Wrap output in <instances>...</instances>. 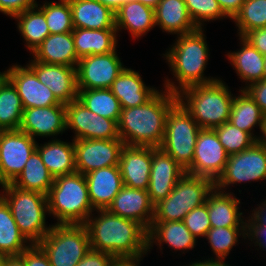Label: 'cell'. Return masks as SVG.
I'll list each match as a JSON object with an SVG mask.
<instances>
[{
  "label": "cell",
  "mask_w": 266,
  "mask_h": 266,
  "mask_svg": "<svg viewBox=\"0 0 266 266\" xmlns=\"http://www.w3.org/2000/svg\"><path fill=\"white\" fill-rule=\"evenodd\" d=\"M95 211L83 224L89 235L91 249L107 252L117 260L144 259L148 255V231L140 223L115 215L107 209Z\"/></svg>",
  "instance_id": "obj_1"
},
{
  "label": "cell",
  "mask_w": 266,
  "mask_h": 266,
  "mask_svg": "<svg viewBox=\"0 0 266 266\" xmlns=\"http://www.w3.org/2000/svg\"><path fill=\"white\" fill-rule=\"evenodd\" d=\"M204 29L197 28L193 32L176 35L175 43L162 54L175 78L174 82L164 77V89L179 94L185 88L208 84L220 78L205 76L210 50Z\"/></svg>",
  "instance_id": "obj_2"
},
{
  "label": "cell",
  "mask_w": 266,
  "mask_h": 266,
  "mask_svg": "<svg viewBox=\"0 0 266 266\" xmlns=\"http://www.w3.org/2000/svg\"><path fill=\"white\" fill-rule=\"evenodd\" d=\"M149 101L121 109L118 132L128 146L160 147L169 111L178 103L177 94L161 88Z\"/></svg>",
  "instance_id": "obj_3"
},
{
  "label": "cell",
  "mask_w": 266,
  "mask_h": 266,
  "mask_svg": "<svg viewBox=\"0 0 266 266\" xmlns=\"http://www.w3.org/2000/svg\"><path fill=\"white\" fill-rule=\"evenodd\" d=\"M221 78L182 90L178 102L201 129H214L229 121L234 95Z\"/></svg>",
  "instance_id": "obj_4"
},
{
  "label": "cell",
  "mask_w": 266,
  "mask_h": 266,
  "mask_svg": "<svg viewBox=\"0 0 266 266\" xmlns=\"http://www.w3.org/2000/svg\"><path fill=\"white\" fill-rule=\"evenodd\" d=\"M47 199L48 216L57 220L54 224H84L95 212L85 175L78 172L54 178Z\"/></svg>",
  "instance_id": "obj_5"
},
{
  "label": "cell",
  "mask_w": 266,
  "mask_h": 266,
  "mask_svg": "<svg viewBox=\"0 0 266 266\" xmlns=\"http://www.w3.org/2000/svg\"><path fill=\"white\" fill-rule=\"evenodd\" d=\"M0 187V196L9 205L21 234L30 244H38L52 227L46 224V215L49 214L47 196L20 189L12 183Z\"/></svg>",
  "instance_id": "obj_6"
},
{
  "label": "cell",
  "mask_w": 266,
  "mask_h": 266,
  "mask_svg": "<svg viewBox=\"0 0 266 266\" xmlns=\"http://www.w3.org/2000/svg\"><path fill=\"white\" fill-rule=\"evenodd\" d=\"M214 187L212 180L186 172L171 194L154 206L153 222L183 221L191 210L206 202Z\"/></svg>",
  "instance_id": "obj_7"
},
{
  "label": "cell",
  "mask_w": 266,
  "mask_h": 266,
  "mask_svg": "<svg viewBox=\"0 0 266 266\" xmlns=\"http://www.w3.org/2000/svg\"><path fill=\"white\" fill-rule=\"evenodd\" d=\"M38 245L47 254L51 266H76L91 248L83 224H52Z\"/></svg>",
  "instance_id": "obj_8"
},
{
  "label": "cell",
  "mask_w": 266,
  "mask_h": 266,
  "mask_svg": "<svg viewBox=\"0 0 266 266\" xmlns=\"http://www.w3.org/2000/svg\"><path fill=\"white\" fill-rule=\"evenodd\" d=\"M200 130L197 122L178 102L167 115L165 135L160 148L186 170L192 164Z\"/></svg>",
  "instance_id": "obj_9"
},
{
  "label": "cell",
  "mask_w": 266,
  "mask_h": 266,
  "mask_svg": "<svg viewBox=\"0 0 266 266\" xmlns=\"http://www.w3.org/2000/svg\"><path fill=\"white\" fill-rule=\"evenodd\" d=\"M262 180L266 181V146L256 141L248 149L229 155L222 175L214 184L217 190L227 192L231 185Z\"/></svg>",
  "instance_id": "obj_10"
},
{
  "label": "cell",
  "mask_w": 266,
  "mask_h": 266,
  "mask_svg": "<svg viewBox=\"0 0 266 266\" xmlns=\"http://www.w3.org/2000/svg\"><path fill=\"white\" fill-rule=\"evenodd\" d=\"M37 148V141L20 130L0 131V186L12 183Z\"/></svg>",
  "instance_id": "obj_11"
},
{
  "label": "cell",
  "mask_w": 266,
  "mask_h": 266,
  "mask_svg": "<svg viewBox=\"0 0 266 266\" xmlns=\"http://www.w3.org/2000/svg\"><path fill=\"white\" fill-rule=\"evenodd\" d=\"M229 154L220 143L214 129H201L197 136L192 164L185 170L214 183L222 175Z\"/></svg>",
  "instance_id": "obj_12"
},
{
  "label": "cell",
  "mask_w": 266,
  "mask_h": 266,
  "mask_svg": "<svg viewBox=\"0 0 266 266\" xmlns=\"http://www.w3.org/2000/svg\"><path fill=\"white\" fill-rule=\"evenodd\" d=\"M65 109L66 131L73 130V140L120 138L117 121L93 113L80 101H71Z\"/></svg>",
  "instance_id": "obj_13"
},
{
  "label": "cell",
  "mask_w": 266,
  "mask_h": 266,
  "mask_svg": "<svg viewBox=\"0 0 266 266\" xmlns=\"http://www.w3.org/2000/svg\"><path fill=\"white\" fill-rule=\"evenodd\" d=\"M117 51L80 58L76 67L78 89H109L125 68Z\"/></svg>",
  "instance_id": "obj_14"
},
{
  "label": "cell",
  "mask_w": 266,
  "mask_h": 266,
  "mask_svg": "<svg viewBox=\"0 0 266 266\" xmlns=\"http://www.w3.org/2000/svg\"><path fill=\"white\" fill-rule=\"evenodd\" d=\"M124 146L121 138L74 140L76 172L85 175L96 169L119 166Z\"/></svg>",
  "instance_id": "obj_15"
},
{
  "label": "cell",
  "mask_w": 266,
  "mask_h": 266,
  "mask_svg": "<svg viewBox=\"0 0 266 266\" xmlns=\"http://www.w3.org/2000/svg\"><path fill=\"white\" fill-rule=\"evenodd\" d=\"M6 77L18 91L24 109L65 105L60 103L48 86L41 83L35 72L26 64L17 63L5 69Z\"/></svg>",
  "instance_id": "obj_16"
},
{
  "label": "cell",
  "mask_w": 266,
  "mask_h": 266,
  "mask_svg": "<svg viewBox=\"0 0 266 266\" xmlns=\"http://www.w3.org/2000/svg\"><path fill=\"white\" fill-rule=\"evenodd\" d=\"M186 173L169 154L160 147H152V164L148 194L155 206L167 198L179 179Z\"/></svg>",
  "instance_id": "obj_17"
},
{
  "label": "cell",
  "mask_w": 266,
  "mask_h": 266,
  "mask_svg": "<svg viewBox=\"0 0 266 266\" xmlns=\"http://www.w3.org/2000/svg\"><path fill=\"white\" fill-rule=\"evenodd\" d=\"M27 65L35 72L39 81L48 86L56 99L62 104H69L78 98L76 67L47 64L29 60Z\"/></svg>",
  "instance_id": "obj_18"
},
{
  "label": "cell",
  "mask_w": 266,
  "mask_h": 266,
  "mask_svg": "<svg viewBox=\"0 0 266 266\" xmlns=\"http://www.w3.org/2000/svg\"><path fill=\"white\" fill-rule=\"evenodd\" d=\"M19 130L35 140L40 137L57 139L59 134L62 135L66 131L65 105L24 109Z\"/></svg>",
  "instance_id": "obj_19"
},
{
  "label": "cell",
  "mask_w": 266,
  "mask_h": 266,
  "mask_svg": "<svg viewBox=\"0 0 266 266\" xmlns=\"http://www.w3.org/2000/svg\"><path fill=\"white\" fill-rule=\"evenodd\" d=\"M107 210L140 223L147 231L154 218V205L147 190L123 186Z\"/></svg>",
  "instance_id": "obj_20"
},
{
  "label": "cell",
  "mask_w": 266,
  "mask_h": 266,
  "mask_svg": "<svg viewBox=\"0 0 266 266\" xmlns=\"http://www.w3.org/2000/svg\"><path fill=\"white\" fill-rule=\"evenodd\" d=\"M151 164L152 147L125 145L119 161L123 185L148 190Z\"/></svg>",
  "instance_id": "obj_21"
},
{
  "label": "cell",
  "mask_w": 266,
  "mask_h": 266,
  "mask_svg": "<svg viewBox=\"0 0 266 266\" xmlns=\"http://www.w3.org/2000/svg\"><path fill=\"white\" fill-rule=\"evenodd\" d=\"M191 232L187 229L183 221H166L152 222L147 234L148 253L156 244L158 249L163 250V245H167L174 252L193 250L197 245V241Z\"/></svg>",
  "instance_id": "obj_22"
},
{
  "label": "cell",
  "mask_w": 266,
  "mask_h": 266,
  "mask_svg": "<svg viewBox=\"0 0 266 266\" xmlns=\"http://www.w3.org/2000/svg\"><path fill=\"white\" fill-rule=\"evenodd\" d=\"M85 178L94 210L107 209L124 186L119 166L90 171Z\"/></svg>",
  "instance_id": "obj_23"
},
{
  "label": "cell",
  "mask_w": 266,
  "mask_h": 266,
  "mask_svg": "<svg viewBox=\"0 0 266 266\" xmlns=\"http://www.w3.org/2000/svg\"><path fill=\"white\" fill-rule=\"evenodd\" d=\"M228 191L223 192L214 187L206 198L212 228L246 227V218L239 206L242 203L234 192Z\"/></svg>",
  "instance_id": "obj_24"
},
{
  "label": "cell",
  "mask_w": 266,
  "mask_h": 266,
  "mask_svg": "<svg viewBox=\"0 0 266 266\" xmlns=\"http://www.w3.org/2000/svg\"><path fill=\"white\" fill-rule=\"evenodd\" d=\"M141 76L139 71L125 66L109 88L122 109L143 105L159 91L154 86H147Z\"/></svg>",
  "instance_id": "obj_25"
},
{
  "label": "cell",
  "mask_w": 266,
  "mask_h": 266,
  "mask_svg": "<svg viewBox=\"0 0 266 266\" xmlns=\"http://www.w3.org/2000/svg\"><path fill=\"white\" fill-rule=\"evenodd\" d=\"M115 27L118 35L123 29L132 40L139 39L156 27L154 9L135 0L126 2L115 12Z\"/></svg>",
  "instance_id": "obj_26"
},
{
  "label": "cell",
  "mask_w": 266,
  "mask_h": 266,
  "mask_svg": "<svg viewBox=\"0 0 266 266\" xmlns=\"http://www.w3.org/2000/svg\"><path fill=\"white\" fill-rule=\"evenodd\" d=\"M31 54L35 61L47 64L77 67L79 61L72 32L49 34Z\"/></svg>",
  "instance_id": "obj_27"
},
{
  "label": "cell",
  "mask_w": 266,
  "mask_h": 266,
  "mask_svg": "<svg viewBox=\"0 0 266 266\" xmlns=\"http://www.w3.org/2000/svg\"><path fill=\"white\" fill-rule=\"evenodd\" d=\"M240 49L226 54L238 78L245 82L241 90L263 80L265 56L262 55L243 37L239 36Z\"/></svg>",
  "instance_id": "obj_28"
},
{
  "label": "cell",
  "mask_w": 266,
  "mask_h": 266,
  "mask_svg": "<svg viewBox=\"0 0 266 266\" xmlns=\"http://www.w3.org/2000/svg\"><path fill=\"white\" fill-rule=\"evenodd\" d=\"M74 28L116 29L115 12L98 0H68Z\"/></svg>",
  "instance_id": "obj_29"
},
{
  "label": "cell",
  "mask_w": 266,
  "mask_h": 266,
  "mask_svg": "<svg viewBox=\"0 0 266 266\" xmlns=\"http://www.w3.org/2000/svg\"><path fill=\"white\" fill-rule=\"evenodd\" d=\"M71 140L50 139L40 145L37 142L36 150L54 178L76 172L74 140Z\"/></svg>",
  "instance_id": "obj_30"
},
{
  "label": "cell",
  "mask_w": 266,
  "mask_h": 266,
  "mask_svg": "<svg viewBox=\"0 0 266 266\" xmlns=\"http://www.w3.org/2000/svg\"><path fill=\"white\" fill-rule=\"evenodd\" d=\"M154 12L156 26L167 34L182 35L197 29L184 0H161Z\"/></svg>",
  "instance_id": "obj_31"
},
{
  "label": "cell",
  "mask_w": 266,
  "mask_h": 266,
  "mask_svg": "<svg viewBox=\"0 0 266 266\" xmlns=\"http://www.w3.org/2000/svg\"><path fill=\"white\" fill-rule=\"evenodd\" d=\"M77 57L114 52L118 45L117 29H83L72 31Z\"/></svg>",
  "instance_id": "obj_32"
},
{
  "label": "cell",
  "mask_w": 266,
  "mask_h": 266,
  "mask_svg": "<svg viewBox=\"0 0 266 266\" xmlns=\"http://www.w3.org/2000/svg\"><path fill=\"white\" fill-rule=\"evenodd\" d=\"M238 92L239 95H234L232 100L228 122L240 130L250 133L259 141L260 135L253 132L259 126V132L262 133L265 114L246 90L239 89Z\"/></svg>",
  "instance_id": "obj_33"
},
{
  "label": "cell",
  "mask_w": 266,
  "mask_h": 266,
  "mask_svg": "<svg viewBox=\"0 0 266 266\" xmlns=\"http://www.w3.org/2000/svg\"><path fill=\"white\" fill-rule=\"evenodd\" d=\"M54 183V177L44 165L41 156L35 150L26 162L23 171L12 184L23 190L37 191L48 195Z\"/></svg>",
  "instance_id": "obj_34"
},
{
  "label": "cell",
  "mask_w": 266,
  "mask_h": 266,
  "mask_svg": "<svg viewBox=\"0 0 266 266\" xmlns=\"http://www.w3.org/2000/svg\"><path fill=\"white\" fill-rule=\"evenodd\" d=\"M13 19L17 21V29L30 54L50 34L44 12L38 6L19 13Z\"/></svg>",
  "instance_id": "obj_35"
},
{
  "label": "cell",
  "mask_w": 266,
  "mask_h": 266,
  "mask_svg": "<svg viewBox=\"0 0 266 266\" xmlns=\"http://www.w3.org/2000/svg\"><path fill=\"white\" fill-rule=\"evenodd\" d=\"M30 245L21 234L9 205L0 196V256H19Z\"/></svg>",
  "instance_id": "obj_36"
},
{
  "label": "cell",
  "mask_w": 266,
  "mask_h": 266,
  "mask_svg": "<svg viewBox=\"0 0 266 266\" xmlns=\"http://www.w3.org/2000/svg\"><path fill=\"white\" fill-rule=\"evenodd\" d=\"M23 110L16 87L5 77L0 82V131L19 130Z\"/></svg>",
  "instance_id": "obj_37"
},
{
  "label": "cell",
  "mask_w": 266,
  "mask_h": 266,
  "mask_svg": "<svg viewBox=\"0 0 266 266\" xmlns=\"http://www.w3.org/2000/svg\"><path fill=\"white\" fill-rule=\"evenodd\" d=\"M77 100L93 113L118 122L122 108L110 89H78Z\"/></svg>",
  "instance_id": "obj_38"
},
{
  "label": "cell",
  "mask_w": 266,
  "mask_h": 266,
  "mask_svg": "<svg viewBox=\"0 0 266 266\" xmlns=\"http://www.w3.org/2000/svg\"><path fill=\"white\" fill-rule=\"evenodd\" d=\"M246 239V227L210 228L205 239L214 253V259H226L232 248L239 244L240 238Z\"/></svg>",
  "instance_id": "obj_39"
},
{
  "label": "cell",
  "mask_w": 266,
  "mask_h": 266,
  "mask_svg": "<svg viewBox=\"0 0 266 266\" xmlns=\"http://www.w3.org/2000/svg\"><path fill=\"white\" fill-rule=\"evenodd\" d=\"M43 1L37 6L44 12L50 34H63L74 29L72 10L68 0Z\"/></svg>",
  "instance_id": "obj_40"
},
{
  "label": "cell",
  "mask_w": 266,
  "mask_h": 266,
  "mask_svg": "<svg viewBox=\"0 0 266 266\" xmlns=\"http://www.w3.org/2000/svg\"><path fill=\"white\" fill-rule=\"evenodd\" d=\"M236 25L237 36L266 27V0H245L239 13L232 20Z\"/></svg>",
  "instance_id": "obj_41"
},
{
  "label": "cell",
  "mask_w": 266,
  "mask_h": 266,
  "mask_svg": "<svg viewBox=\"0 0 266 266\" xmlns=\"http://www.w3.org/2000/svg\"><path fill=\"white\" fill-rule=\"evenodd\" d=\"M214 130L229 155L240 153L257 141L250 133L240 130L229 122H225Z\"/></svg>",
  "instance_id": "obj_42"
},
{
  "label": "cell",
  "mask_w": 266,
  "mask_h": 266,
  "mask_svg": "<svg viewBox=\"0 0 266 266\" xmlns=\"http://www.w3.org/2000/svg\"><path fill=\"white\" fill-rule=\"evenodd\" d=\"M189 16L197 28H204V22L227 19L217 0H184Z\"/></svg>",
  "instance_id": "obj_43"
},
{
  "label": "cell",
  "mask_w": 266,
  "mask_h": 266,
  "mask_svg": "<svg viewBox=\"0 0 266 266\" xmlns=\"http://www.w3.org/2000/svg\"><path fill=\"white\" fill-rule=\"evenodd\" d=\"M183 222L191 234L196 238H205L211 228L207 202L191 210L183 219Z\"/></svg>",
  "instance_id": "obj_44"
},
{
  "label": "cell",
  "mask_w": 266,
  "mask_h": 266,
  "mask_svg": "<svg viewBox=\"0 0 266 266\" xmlns=\"http://www.w3.org/2000/svg\"><path fill=\"white\" fill-rule=\"evenodd\" d=\"M19 256L25 266H51L47 254L38 244H31Z\"/></svg>",
  "instance_id": "obj_45"
},
{
  "label": "cell",
  "mask_w": 266,
  "mask_h": 266,
  "mask_svg": "<svg viewBox=\"0 0 266 266\" xmlns=\"http://www.w3.org/2000/svg\"><path fill=\"white\" fill-rule=\"evenodd\" d=\"M117 259L107 252L91 249L76 266H112Z\"/></svg>",
  "instance_id": "obj_46"
},
{
  "label": "cell",
  "mask_w": 266,
  "mask_h": 266,
  "mask_svg": "<svg viewBox=\"0 0 266 266\" xmlns=\"http://www.w3.org/2000/svg\"><path fill=\"white\" fill-rule=\"evenodd\" d=\"M37 0H0V12L14 18L21 12L37 6Z\"/></svg>",
  "instance_id": "obj_47"
},
{
  "label": "cell",
  "mask_w": 266,
  "mask_h": 266,
  "mask_svg": "<svg viewBox=\"0 0 266 266\" xmlns=\"http://www.w3.org/2000/svg\"><path fill=\"white\" fill-rule=\"evenodd\" d=\"M248 238V239H247ZM246 240L251 247H258L266 253V226L263 225H246ZM265 249V250H264Z\"/></svg>",
  "instance_id": "obj_48"
},
{
  "label": "cell",
  "mask_w": 266,
  "mask_h": 266,
  "mask_svg": "<svg viewBox=\"0 0 266 266\" xmlns=\"http://www.w3.org/2000/svg\"><path fill=\"white\" fill-rule=\"evenodd\" d=\"M243 38L262 55L266 56V27L251 30Z\"/></svg>",
  "instance_id": "obj_49"
},
{
  "label": "cell",
  "mask_w": 266,
  "mask_h": 266,
  "mask_svg": "<svg viewBox=\"0 0 266 266\" xmlns=\"http://www.w3.org/2000/svg\"><path fill=\"white\" fill-rule=\"evenodd\" d=\"M254 99L262 112L266 114V80L251 84L245 89Z\"/></svg>",
  "instance_id": "obj_50"
},
{
  "label": "cell",
  "mask_w": 266,
  "mask_h": 266,
  "mask_svg": "<svg viewBox=\"0 0 266 266\" xmlns=\"http://www.w3.org/2000/svg\"><path fill=\"white\" fill-rule=\"evenodd\" d=\"M250 212L252 213L246 217V225L266 226V199L261 204H257V207Z\"/></svg>",
  "instance_id": "obj_51"
},
{
  "label": "cell",
  "mask_w": 266,
  "mask_h": 266,
  "mask_svg": "<svg viewBox=\"0 0 266 266\" xmlns=\"http://www.w3.org/2000/svg\"><path fill=\"white\" fill-rule=\"evenodd\" d=\"M224 15L233 20L239 13L245 0H217Z\"/></svg>",
  "instance_id": "obj_52"
},
{
  "label": "cell",
  "mask_w": 266,
  "mask_h": 266,
  "mask_svg": "<svg viewBox=\"0 0 266 266\" xmlns=\"http://www.w3.org/2000/svg\"><path fill=\"white\" fill-rule=\"evenodd\" d=\"M181 266V265H180ZM182 266H231L230 264L226 263L224 259H214L213 256L208 259L204 258V260L199 261H191V263H188V265H182Z\"/></svg>",
  "instance_id": "obj_53"
},
{
  "label": "cell",
  "mask_w": 266,
  "mask_h": 266,
  "mask_svg": "<svg viewBox=\"0 0 266 266\" xmlns=\"http://www.w3.org/2000/svg\"><path fill=\"white\" fill-rule=\"evenodd\" d=\"M3 266H25L20 256H3Z\"/></svg>",
  "instance_id": "obj_54"
},
{
  "label": "cell",
  "mask_w": 266,
  "mask_h": 266,
  "mask_svg": "<svg viewBox=\"0 0 266 266\" xmlns=\"http://www.w3.org/2000/svg\"><path fill=\"white\" fill-rule=\"evenodd\" d=\"M100 3L116 12L123 4L132 0H98Z\"/></svg>",
  "instance_id": "obj_55"
},
{
  "label": "cell",
  "mask_w": 266,
  "mask_h": 266,
  "mask_svg": "<svg viewBox=\"0 0 266 266\" xmlns=\"http://www.w3.org/2000/svg\"><path fill=\"white\" fill-rule=\"evenodd\" d=\"M143 259H120L116 260L112 266H140Z\"/></svg>",
  "instance_id": "obj_56"
},
{
  "label": "cell",
  "mask_w": 266,
  "mask_h": 266,
  "mask_svg": "<svg viewBox=\"0 0 266 266\" xmlns=\"http://www.w3.org/2000/svg\"><path fill=\"white\" fill-rule=\"evenodd\" d=\"M135 1L141 2L142 4L155 9L161 0H135Z\"/></svg>",
  "instance_id": "obj_57"
},
{
  "label": "cell",
  "mask_w": 266,
  "mask_h": 266,
  "mask_svg": "<svg viewBox=\"0 0 266 266\" xmlns=\"http://www.w3.org/2000/svg\"><path fill=\"white\" fill-rule=\"evenodd\" d=\"M259 135H260L259 141L266 143V114L264 117L263 130L262 133H260Z\"/></svg>",
  "instance_id": "obj_58"
},
{
  "label": "cell",
  "mask_w": 266,
  "mask_h": 266,
  "mask_svg": "<svg viewBox=\"0 0 266 266\" xmlns=\"http://www.w3.org/2000/svg\"><path fill=\"white\" fill-rule=\"evenodd\" d=\"M263 79L266 80V56L264 61V73H263Z\"/></svg>",
  "instance_id": "obj_59"
},
{
  "label": "cell",
  "mask_w": 266,
  "mask_h": 266,
  "mask_svg": "<svg viewBox=\"0 0 266 266\" xmlns=\"http://www.w3.org/2000/svg\"><path fill=\"white\" fill-rule=\"evenodd\" d=\"M6 77L5 71L0 72V82Z\"/></svg>",
  "instance_id": "obj_60"
},
{
  "label": "cell",
  "mask_w": 266,
  "mask_h": 266,
  "mask_svg": "<svg viewBox=\"0 0 266 266\" xmlns=\"http://www.w3.org/2000/svg\"><path fill=\"white\" fill-rule=\"evenodd\" d=\"M0 266H3V256H0Z\"/></svg>",
  "instance_id": "obj_61"
}]
</instances>
